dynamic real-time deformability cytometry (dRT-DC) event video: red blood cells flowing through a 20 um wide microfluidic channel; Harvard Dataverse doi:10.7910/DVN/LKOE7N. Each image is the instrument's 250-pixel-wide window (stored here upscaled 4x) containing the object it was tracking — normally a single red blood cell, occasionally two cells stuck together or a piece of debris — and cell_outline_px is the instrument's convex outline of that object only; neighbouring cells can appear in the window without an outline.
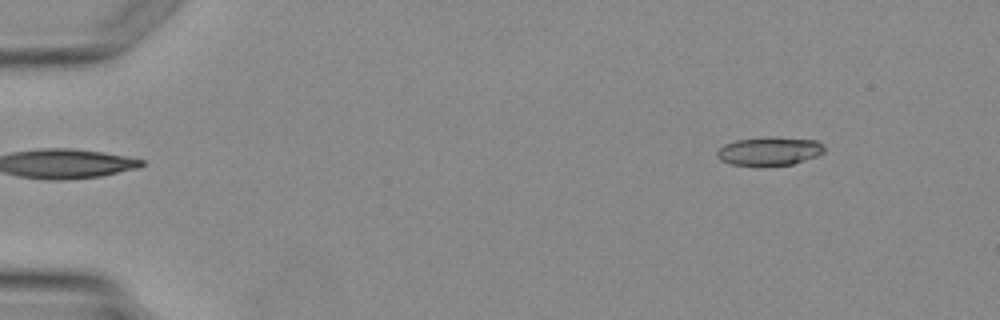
{"species": "Egyptian fruit bat (a non-hibernating species)", "species_latin": "Rousettus aegyptiacus", "temperature_condition": "warm", "stored_images_in_passage": 3, "segment_of_instrument_passage": [2, 2], "camera_frame_rate_fps": 3000, "um_per_image_px": 0.085, "animal": {"sex": "female"}, "frame": {"image": 1, "passage_image": 3, "time_ms": 2.667, "image_size_px": [1000, 320], "cell_outline_px": [[824, 152], [816, 156], [792, 164], [764, 168], [760, 168], [732, 164], [720, 160], [716, 156], [716, 152], [724, 144], [736, 140], [764, 136], [816, 140], [824, 144]], "centroid_in_image_um": [65.36, 12.87], "position_along_channel_um": 19.6, "area_um2": 18.44}}